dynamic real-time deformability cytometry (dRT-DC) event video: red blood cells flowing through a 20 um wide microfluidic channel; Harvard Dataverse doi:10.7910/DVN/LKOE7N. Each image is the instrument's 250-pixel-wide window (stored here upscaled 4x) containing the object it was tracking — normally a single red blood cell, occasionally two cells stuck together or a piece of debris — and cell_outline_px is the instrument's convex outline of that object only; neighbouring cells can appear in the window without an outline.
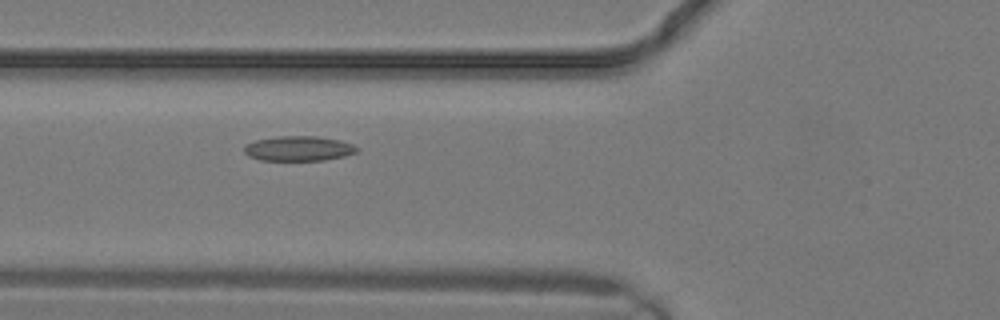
{"species": "common noctule bat (a hibernating species)", "species_latin": "Nyctalus noctula", "temperature_condition": "warm", "stored_images_in_passage": 13, "camera_frame_rate_fps": 3000, "um_per_image_px": 0.085, "animal": {"sex": "male", "body_mass_g": 19.2, "forearm_length_mm": 51.8}, "frame": {"image": 1, "passage_image": 5, "time_ms": 1.333, "image_size_px": [1000, 320], "cell_outline_px": [[360, 148], [356, 152], [344, 156], [324, 160], [260, 160], [248, 156], [244, 152], [244, 144], [256, 140], [280, 136], [316, 136], [340, 140], [352, 144]], "centroid_in_image_um": [25.37, 12.62], "position_along_channel_um": 100.4, "area_um2": 16.36}}
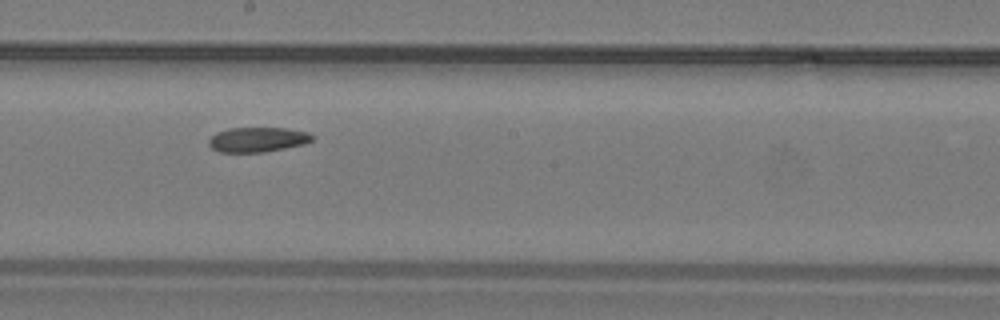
{"frame": {"image": 2, "passage_image": 10, "time_ms": 3.0, "image_size_px": [1000, 320], "cell_outline_px": [[312, 140], [304, 144], [264, 152], [220, 152], [212, 148], [208, 144], [208, 140], [216, 132], [228, 128], [288, 128], [308, 132], [312, 136]], "centroid_in_image_um": [21.87, 11.86], "position_along_channel_um": 226.3, "area_um2": 14.91}}
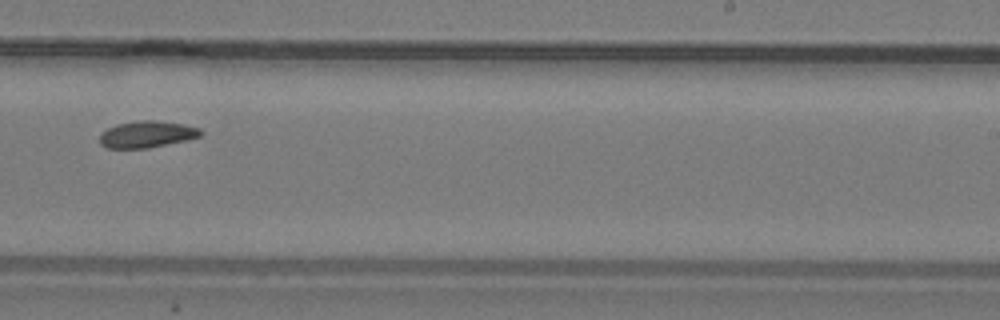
{"frame": {"image": 3, "passage_image": 12, "time_ms": 3.667, "image_size_px": [1000, 320], "cell_outline_px": [[204, 132], [200, 136], [188, 140], [148, 148], [108, 148], [100, 144], [100, 132], [116, 124], [140, 120], [156, 120], [184, 124], [200, 128]], "centroid_in_image_um": [12.5, 11.41], "position_along_channel_um": 276.5, "area_um2": 15.84}}